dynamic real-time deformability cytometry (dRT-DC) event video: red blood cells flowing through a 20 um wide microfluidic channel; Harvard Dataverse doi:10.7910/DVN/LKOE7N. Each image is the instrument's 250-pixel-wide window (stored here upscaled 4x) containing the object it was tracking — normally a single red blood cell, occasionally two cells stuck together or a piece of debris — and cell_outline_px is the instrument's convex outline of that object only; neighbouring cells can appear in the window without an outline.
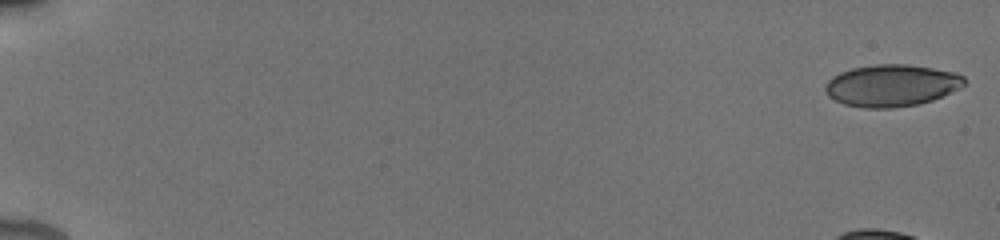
{"species": "human", "species_latin": "Homo sapiens", "temperature_condition": "cold", "stored_images_in_passage": 55, "camera_frame_rate_fps": 3000, "um_per_image_px": 0.085, "donor": {"sex": "male"}, "frame": {"image": 1, "passage_image": 1, "time_ms": 0.0, "image_size_px": [1000, 240], "cell_outline_px": [[964, 84], [960, 88], [932, 100], [916, 104], [892, 108], [864, 108], [844, 104], [828, 96], [824, 88], [828, 80], [832, 76], [840, 72], [852, 68], [876, 64], [904, 64], [932, 68], [956, 72], [964, 76]], "centroid_in_image_um": [75.76, 7.26], "position_along_channel_um": 9.2, "area_um2": 33.87}}
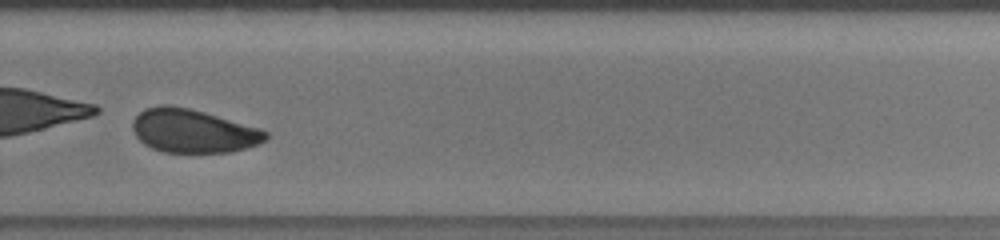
{"frame": {"image": 2, "passage_image": 43, "time_ms": 13.333, "image_size_px": [1000, 240], "cell_outline_px": [[268, 136], [260, 144], [228, 152], [164, 152], [152, 148], [144, 144], [136, 136], [132, 128], [132, 120], [144, 108], [160, 104], [168, 104], [188, 108], [204, 112], [260, 128], [268, 132]], "centroid_in_image_um": [16.38, 11.12], "position_along_channel_um": 313.4, "area_um2": 33.7}}
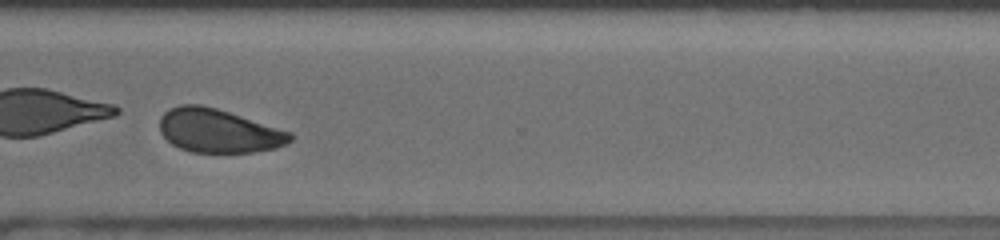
{"frame": {"image": 3, "passage_image": 47, "time_ms": 14.333, "image_size_px": [1000, 240], "cell_outline_px": [[292, 140], [276, 148], [252, 152], [192, 152], [180, 148], [172, 144], [160, 132], [160, 116], [168, 108], [180, 104], [200, 104], [216, 108], [292, 132]], "centroid_in_image_um": [18.55, 11.11], "position_along_channel_um": 352.1, "area_um2": 33.12}}